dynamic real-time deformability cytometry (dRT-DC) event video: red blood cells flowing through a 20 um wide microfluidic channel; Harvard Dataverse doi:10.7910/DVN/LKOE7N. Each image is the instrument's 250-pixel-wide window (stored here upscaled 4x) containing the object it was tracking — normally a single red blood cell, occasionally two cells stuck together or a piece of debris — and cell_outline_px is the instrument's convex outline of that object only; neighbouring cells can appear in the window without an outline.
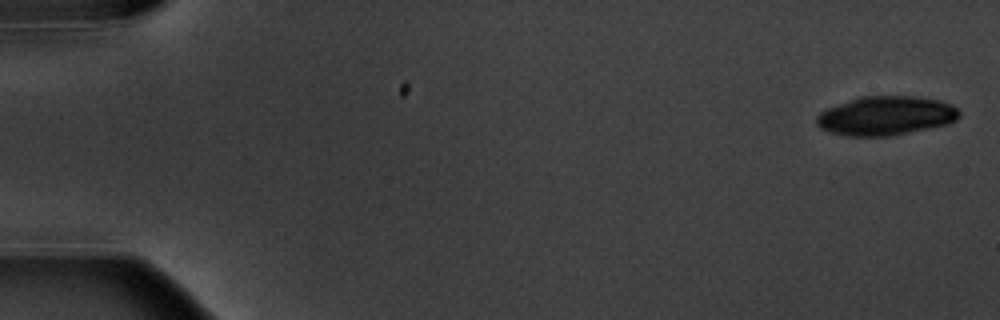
{"species": "common noctule bat (a hibernating species)", "species_latin": "Nyctalus noctula", "temperature_condition": "warm", "stored_images_in_passage": 12, "camera_frame_rate_fps": 3000, "um_per_image_px": 0.085, "animal": {"sex": "male", "body_mass_g": 20.1, "forearm_length_mm": 53.5}, "frame": {"image": 1, "passage_image": 1, "time_ms": 0.0, "image_size_px": [1000, 320], "cell_outline_px": [[960, 116], [956, 120], [948, 124], [892, 136], [848, 136], [828, 132], [820, 128], [816, 124], [816, 116], [820, 112], [828, 108], [860, 96], [916, 96], [936, 100], [952, 104], [960, 112]], "centroid_in_image_um": [75.29, 9.85], "position_along_channel_um": 9.7, "area_um2": 32.54}}